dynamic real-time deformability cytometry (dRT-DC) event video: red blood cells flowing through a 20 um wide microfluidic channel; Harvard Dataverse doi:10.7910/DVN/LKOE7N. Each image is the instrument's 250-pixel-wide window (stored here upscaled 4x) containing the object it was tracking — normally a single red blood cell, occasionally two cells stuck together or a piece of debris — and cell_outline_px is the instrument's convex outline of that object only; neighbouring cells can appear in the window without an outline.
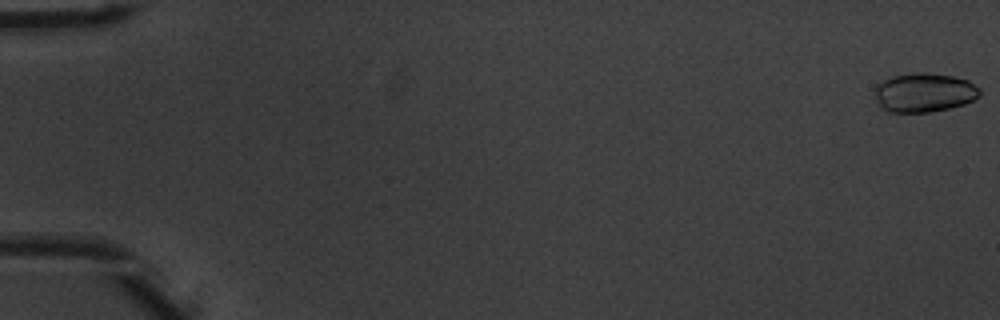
{"species": "common noctule bat (a hibernating species)", "species_latin": "Nyctalus noctula", "temperature_condition": "warm", "stored_images_in_passage": 53, "camera_frame_rate_fps": 3000, "um_per_image_px": 0.085, "animal": {"sex": "male", "body_mass_g": 20.1, "forearm_length_mm": 53.5}, "frame": {"image": 1, "passage_image": 1, "time_ms": 0.0, "image_size_px": [1000, 320], "cell_outline_px": [[980, 96], [964, 104], [948, 108], [928, 112], [888, 112], [880, 108], [872, 92], [876, 84], [892, 76], [916, 72], [924, 72], [952, 76], [968, 80], [980, 88]], "centroid_in_image_um": [78.5, 7.86], "position_along_channel_um": 6.5, "area_um2": 24.16}}
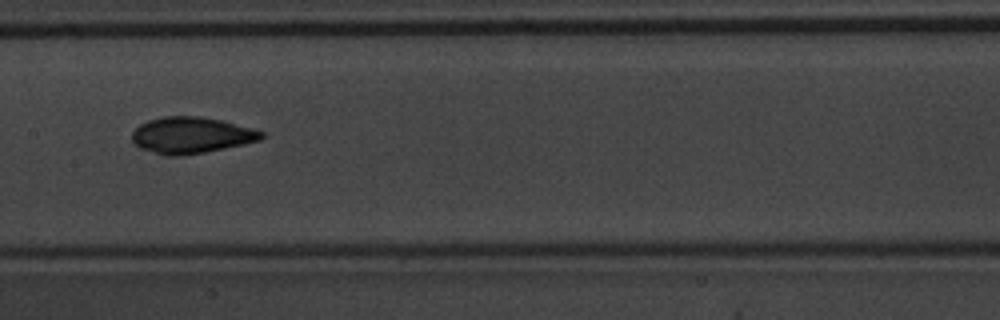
{"frame": {"image": 2, "passage_image": 28, "time_ms": 9.0, "image_size_px": [1000, 320], "cell_outline_px": [[264, 136], [260, 140], [244, 144], [204, 152], [180, 156], [168, 156], [140, 148], [132, 140], [132, 132], [140, 124], [148, 120], [164, 116], [200, 116], [220, 120], [252, 128], [264, 132]], "centroid_in_image_um": [16.25, 11.49], "position_along_channel_um": 191.2, "area_um2": 27.22}}
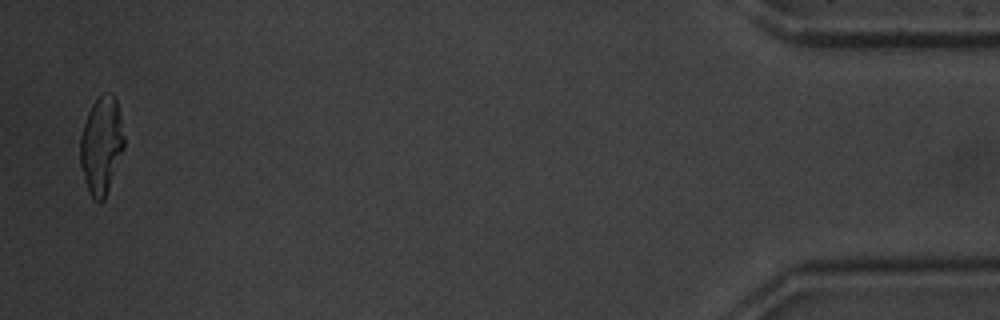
{"frame": {"image": 3, "passage_image": 52, "time_ms": 17.0, "image_size_px": [1000, 320], "cell_outline_px": [[124, 148], [104, 200], [100, 204], [92, 200], [88, 192], [84, 180], [80, 164], [80, 136], [88, 112], [92, 104], [104, 92], [112, 96], [116, 100], [120, 116], [124, 136]], "centroid_in_image_um": [8.6, 12.42], "position_along_channel_um": 426.6, "area_um2": 24.85}, "authors_computed_cell_mechanics": {"area_um2": 25.4898, "velocity_mm_per_s": 3.9586, "shape_relaxation_time_tau1_ms": 5.132, "shape_relaxation_time_tau2_ms": null, "deformation_change_tau1": 0.1558, "deformation_change_tau2": null}}